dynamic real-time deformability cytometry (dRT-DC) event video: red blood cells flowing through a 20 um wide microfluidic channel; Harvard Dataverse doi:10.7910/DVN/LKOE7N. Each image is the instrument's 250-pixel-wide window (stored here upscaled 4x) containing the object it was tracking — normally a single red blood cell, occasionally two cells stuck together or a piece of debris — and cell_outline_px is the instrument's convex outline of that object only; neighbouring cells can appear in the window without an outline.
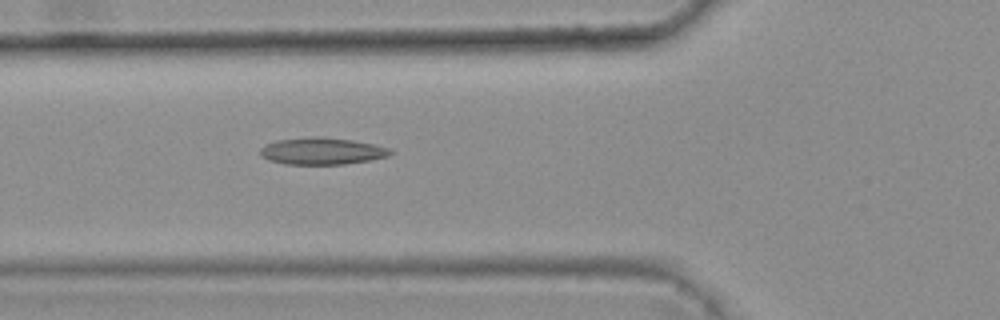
{"species": "common noctule bat (a hibernating species)", "species_latin": "Nyctalus noctula", "temperature_condition": "warm", "stored_images_in_passage": 6, "camera_frame_rate_fps": 3000, "um_per_image_px": 0.085, "animal": {"sex": "female", "body_mass_g": 25.1}, "frame": {"image": 1, "passage_image": 6, "time_ms": 1.667, "image_size_px": [1000, 320], "cell_outline_px": [[392, 152], [388, 156], [372, 160], [344, 164], [284, 164], [268, 160], [260, 156], [260, 148], [264, 144], [276, 140], [316, 136], [324, 136], [352, 140], [372, 144], [388, 148]], "centroid_in_image_um": [27.31, 12.84], "position_along_channel_um": 98.5, "area_um2": 20.52}}